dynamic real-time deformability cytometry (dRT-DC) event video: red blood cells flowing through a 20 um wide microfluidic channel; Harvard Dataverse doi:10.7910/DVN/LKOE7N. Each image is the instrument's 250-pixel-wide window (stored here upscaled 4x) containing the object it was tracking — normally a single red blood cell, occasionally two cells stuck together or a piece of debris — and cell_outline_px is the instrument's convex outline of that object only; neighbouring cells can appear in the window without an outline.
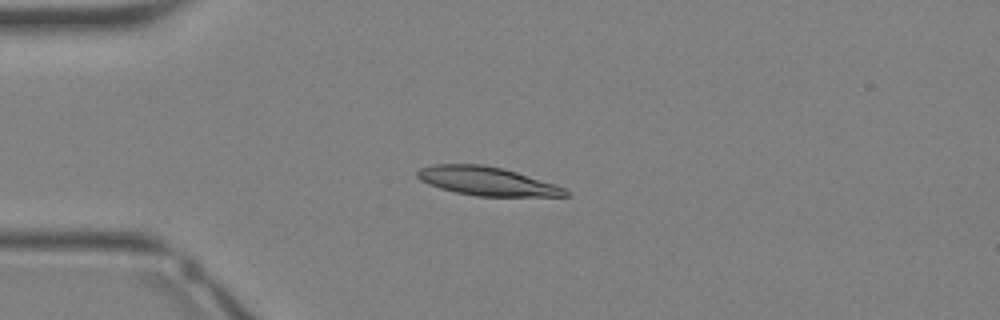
{"species": "Egyptian fruit bat (a non-hibernating species)", "species_latin": "Rousettus aegyptiacus", "temperature_condition": "warm", "stored_images_in_passage": 29, "camera_frame_rate_fps": 3000, "um_per_image_px": 0.085, "animal": {"sex": "female"}, "frame": {"image": 1, "passage_image": 8, "time_ms": 2.333, "image_size_px": [1000, 320], "cell_outline_px": [[568, 196], [476, 196], [456, 192], [440, 188], [428, 184], [420, 180], [416, 176], [416, 172], [420, 168], [432, 164], [484, 164], [504, 168], [556, 184], [564, 188], [568, 192]], "centroid_in_image_um": [41.37, 15.39], "position_along_channel_um": 43.6, "area_um2": 24.8}}
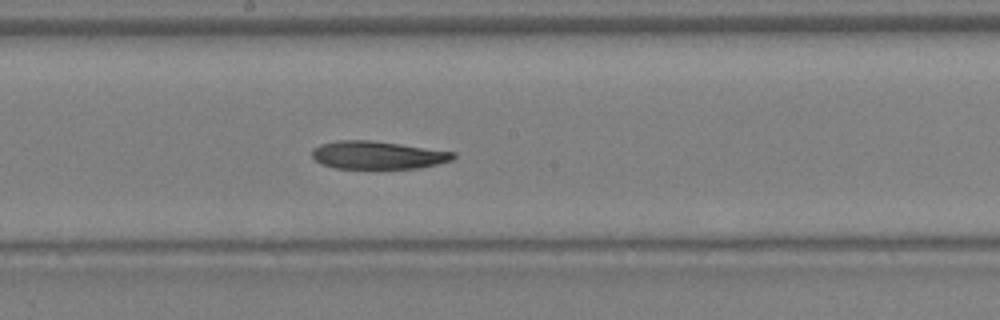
{"frame": {"image": 2, "passage_image": 18, "time_ms": 5.667, "image_size_px": [1000, 320], "cell_outline_px": [[456, 156], [452, 160], [420, 168], [332, 168], [320, 164], [312, 156], [312, 148], [320, 144], [336, 140], [368, 140], [400, 144], [456, 152]], "centroid_in_image_um": [32.07, 13.18], "position_along_channel_um": 216.1, "area_um2": 23.0}}
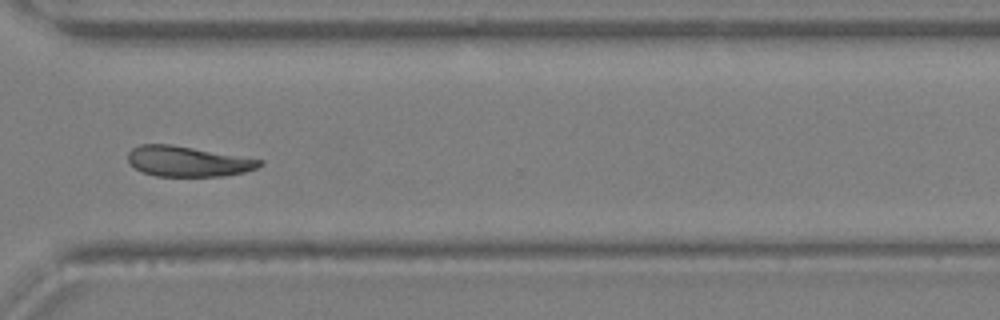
{"frame": {"image": 3, "passage_image": 25, "time_ms": 8.0, "image_size_px": [1000, 320], "cell_outline_px": [[264, 164], [256, 168], [244, 172], [224, 176], [156, 176], [144, 172], [136, 168], [128, 160], [128, 152], [132, 148], [140, 144], [172, 144], [264, 160]], "centroid_in_image_um": [15.98, 13.71], "position_along_channel_um": 354.6, "area_um2": 23.24}}